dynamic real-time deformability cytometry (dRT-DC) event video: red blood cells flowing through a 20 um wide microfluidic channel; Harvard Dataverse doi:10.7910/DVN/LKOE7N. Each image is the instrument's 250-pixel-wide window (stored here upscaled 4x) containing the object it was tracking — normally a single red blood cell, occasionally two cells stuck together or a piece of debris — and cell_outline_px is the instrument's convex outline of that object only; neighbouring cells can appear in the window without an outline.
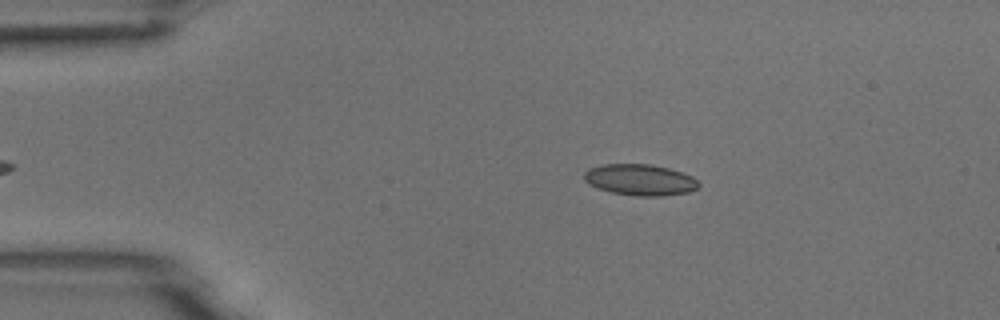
{"species": "common noctule bat (a hibernating species)", "species_latin": "Nyctalus noctula", "temperature_condition": "room temperature", "stored_images_in_passage": 40, "camera_frame_rate_fps": 3000, "um_per_image_px": 0.085, "animal": {"sex": "male", "body_mass_g": 18.8}, "frame": {"image": 1, "passage_image": 4, "time_ms": 1.0, "image_size_px": [1000, 320], "cell_outline_px": [[700, 184], [696, 188], [688, 192], [660, 196], [640, 196], [612, 192], [588, 184], [584, 180], [584, 172], [588, 168], [604, 164], [652, 164], [668, 168], [692, 176]], "centroid_in_image_um": [54.38, 15.27], "position_along_channel_um": 30.6, "area_um2": 20.63}}
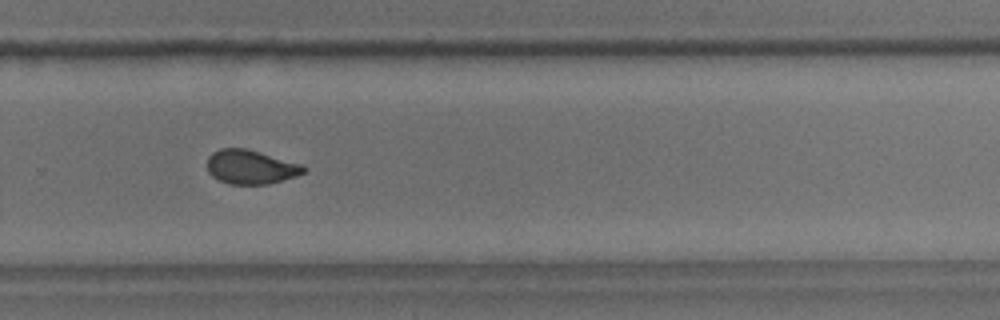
{"frame": {"image": 2, "passage_image": 30, "time_ms": 9.667, "image_size_px": [1000, 320], "cell_outline_px": [[308, 168], [304, 172], [296, 176], [268, 184], [228, 184], [212, 176], [208, 172], [208, 156], [212, 152], [220, 148], [244, 148], [260, 152], [304, 164]], "centroid_in_image_um": [21.33, 14.19], "position_along_channel_um": 308.5, "area_um2": 19.25}}
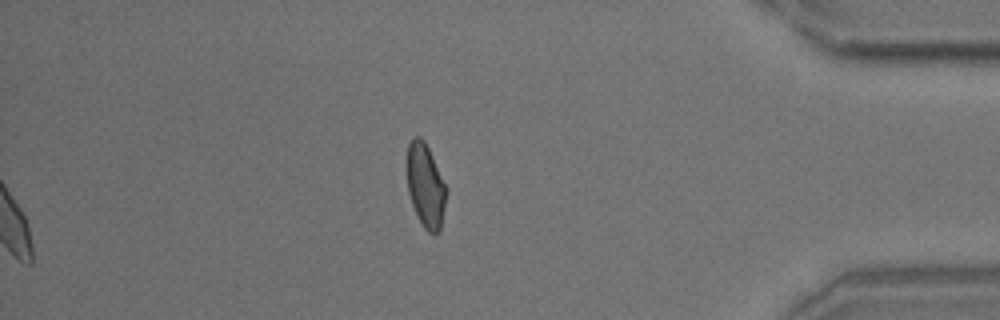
{"frame": {"image": 3, "passage_image": 40, "time_ms": 13.0, "image_size_px": [1000, 320], "cell_outline_px": [[448, 188], [440, 232], [436, 236], [432, 236], [424, 228], [412, 204], [408, 192], [404, 164], [408, 144], [412, 136], [420, 136], [424, 140]], "centroid_in_image_um": [36.15, 15.76], "position_along_channel_um": 399.1, "area_um2": 19.94}, "authors_computed_cell_mechanics": {"area_um2": 19.8543, "velocity_mm_per_s": 3.7776, "shape_relaxation_time_tau1_ms": 8.0972, "shape_relaxation_time_tau2_ms": 1.3215, "deformation_change_tau1": 0.1357, "deformation_change_tau2": 0.057}}